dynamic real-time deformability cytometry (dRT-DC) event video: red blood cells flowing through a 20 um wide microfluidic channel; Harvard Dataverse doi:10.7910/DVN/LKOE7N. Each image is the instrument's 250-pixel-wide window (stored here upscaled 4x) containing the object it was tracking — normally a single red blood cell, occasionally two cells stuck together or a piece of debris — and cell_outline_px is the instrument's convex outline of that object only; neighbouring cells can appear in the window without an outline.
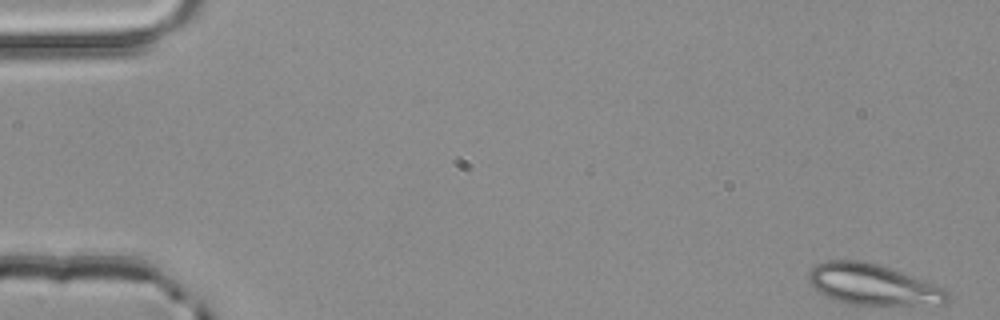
{"species": "common noctule bat (a hibernating species)", "species_latin": "Nyctalus noctula", "temperature_condition": "room temperature", "stored_images_in_passage": 3, "camera_frame_rate_fps": 3000, "um_per_image_px": 0.085, "animal": {"sex": "male", "body_mass_g": 20.4}, "frame": {"image": 1, "passage_image": 1, "time_ms": 0.0, "image_size_px": [1000, 320], "cell_outline_px": [[948, 300], [944, 304], [848, 304], [832, 300], [824, 296], [808, 280], [808, 272], [816, 264], [824, 260], [860, 260], [876, 264], [912, 276], [932, 284], [948, 292]], "centroid_in_image_um": [74.1, 24.18], "position_along_channel_um": 10.9, "area_um2": 32.48}}